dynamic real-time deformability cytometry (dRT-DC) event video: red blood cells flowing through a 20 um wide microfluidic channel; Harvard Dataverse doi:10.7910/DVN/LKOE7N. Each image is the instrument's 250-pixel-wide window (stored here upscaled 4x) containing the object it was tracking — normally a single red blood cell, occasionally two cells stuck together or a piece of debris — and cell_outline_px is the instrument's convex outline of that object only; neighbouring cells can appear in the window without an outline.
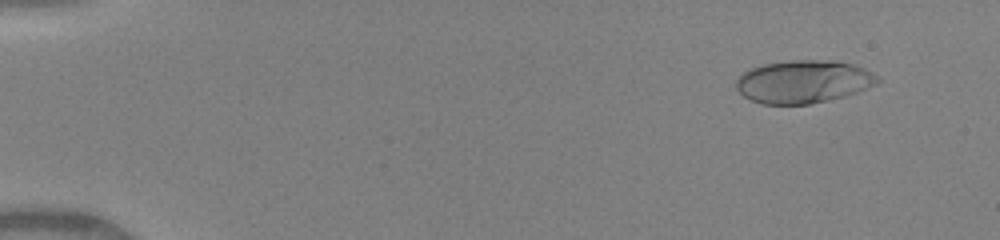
{"species": "human", "species_latin": "Homo sapiens", "temperature_condition": "warm", "stored_images_in_passage": 97, "camera_frame_rate_fps": 3000, "um_per_image_px": 0.085, "donor": {"sex": "female"}, "frame": {"image": 1, "passage_image": 10, "time_ms": 1.333, "image_size_px": [1000, 240], "cell_outline_px": [[880, 80], [876, 84], [856, 92], [844, 96], [828, 100], [808, 104], [764, 104], [752, 100], [744, 96], [736, 88], [736, 80], [744, 72], [752, 68], [764, 64], [788, 60], [832, 60], [852, 64], [864, 68], [876, 76]], "centroid_in_image_um": [68.28, 6.93], "position_along_channel_um": 16.7, "area_um2": 35.03}}
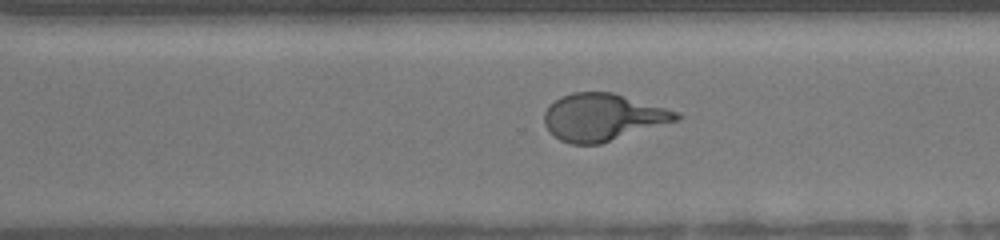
{"frame": {"image": 2, "passage_image": 72, "time_ms": 11.667, "image_size_px": [1000, 240], "cell_outline_px": [[684, 116], [680, 120], [600, 144], [572, 144], [560, 140], [548, 132], [544, 124], [544, 112], [560, 96], [572, 92], [612, 92], [680, 112]], "centroid_in_image_um": [51.26, 9.97], "position_along_channel_um": 319.3, "area_um2": 36.47}}
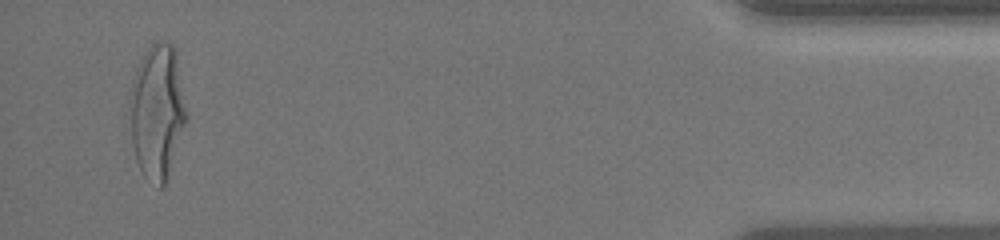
{"frame": {"image": 3, "passage_image": 96, "time_ms": 15.667, "image_size_px": [1000, 240], "cell_outline_px": [[188, 116], [164, 184], [160, 188], [144, 176], [136, 160], [132, 140], [132, 104], [136, 68], [144, 52], [156, 40], [164, 40], [172, 44], [176, 48], [188, 112]], "centroid_in_image_um": [13.42, 9.41], "position_along_channel_um": 421.8, "area_um2": 43.52}, "authors_computed_cell_mechanics": {"area_um2": 35.7782, "velocity_mm_per_s": 4.1718, "shape_relaxation_time_tau1_ms": 3.8997, "shape_relaxation_time_tau2_ms": null, "deformation_change_tau1": 0.2187, "deformation_change_tau2": null}}